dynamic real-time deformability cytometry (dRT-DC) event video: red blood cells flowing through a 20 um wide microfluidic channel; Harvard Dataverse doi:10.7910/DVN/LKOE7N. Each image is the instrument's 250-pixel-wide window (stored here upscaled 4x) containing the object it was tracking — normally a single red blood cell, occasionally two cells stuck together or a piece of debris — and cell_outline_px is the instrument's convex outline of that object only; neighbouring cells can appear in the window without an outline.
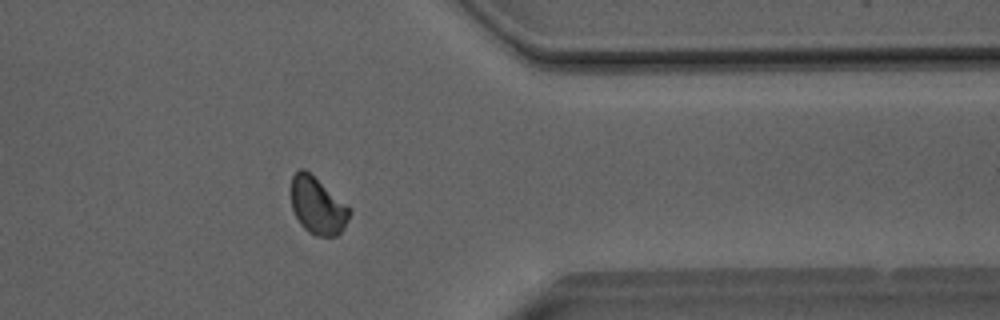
{"species": "Egyptian fruit bat (a non-hibernating species)", "species_latin": "Rousettus aegyptiacus", "temperature_condition": "room temperature", "stored_images_in_passage": 46, "camera_frame_rate_fps": 3000, "um_per_image_px": 0.085, "animal": {"sex": "male"}, "frame": {"image": 1, "passage_image": 36, "time_ms": 11.667, "image_size_px": [1000, 320], "cell_outline_px": [[352, 212], [344, 228], [336, 236], [316, 236], [308, 232], [300, 224], [292, 208], [292, 176], [300, 168], [304, 168], [352, 208]], "centroid_in_image_um": [27.02, 17.5], "position_along_channel_um": 384.4, "area_um2": 19.42}}
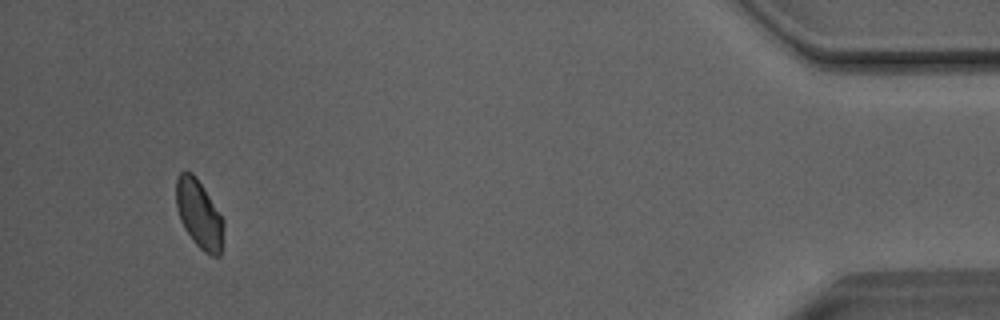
{"frame": {"image": 2, "passage_image": 43, "time_ms": 14.0, "image_size_px": [1000, 320], "cell_outline_px": [[224, 224], [220, 256], [212, 256], [204, 252], [192, 240], [184, 228], [180, 220], [176, 208], [176, 180], [180, 172], [192, 172], [196, 176], [224, 220]], "centroid_in_image_um": [16.91, 18.21], "position_along_channel_um": 418.3, "area_um2": 18.84}, "authors_computed_cell_mechanics": {"area_um2": 19.7387, "velocity_mm_per_s": 4.0434, "shape_relaxation_time_tau1_ms": null, "shape_relaxation_time_tau2_ms": 3.9331, "deformation_change_tau1": null, "deformation_change_tau2": 0.0671}}